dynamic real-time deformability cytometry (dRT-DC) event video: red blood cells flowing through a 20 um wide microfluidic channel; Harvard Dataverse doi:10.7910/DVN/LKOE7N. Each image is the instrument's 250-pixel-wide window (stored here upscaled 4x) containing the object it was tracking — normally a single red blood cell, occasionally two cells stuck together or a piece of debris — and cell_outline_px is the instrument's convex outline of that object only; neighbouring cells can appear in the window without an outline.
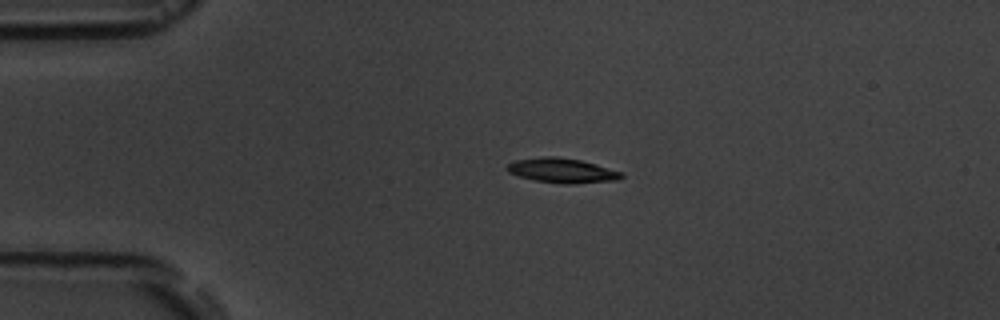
{"species": "common noctule bat (a hibernating species)", "species_latin": "Nyctalus noctula", "temperature_condition": "room temperature", "stored_images_in_passage": 10, "camera_frame_rate_fps": 3000, "um_per_image_px": 0.085, "animal": {"sex": "male", "body_mass_g": 19.5, "forearm_length_mm": 54.6}, "frame": {"image": 1, "passage_image": 4, "time_ms": 3.667, "image_size_px": [1000, 320], "cell_outline_px": [[624, 176], [616, 180], [576, 184], [560, 184], [536, 180], [520, 176], [508, 172], [508, 164], [516, 160], [544, 156], [556, 156], [580, 160], [596, 164], [624, 172]], "centroid_in_image_um": [47.83, 14.5], "position_along_channel_um": 37.2, "area_um2": 16.42}}
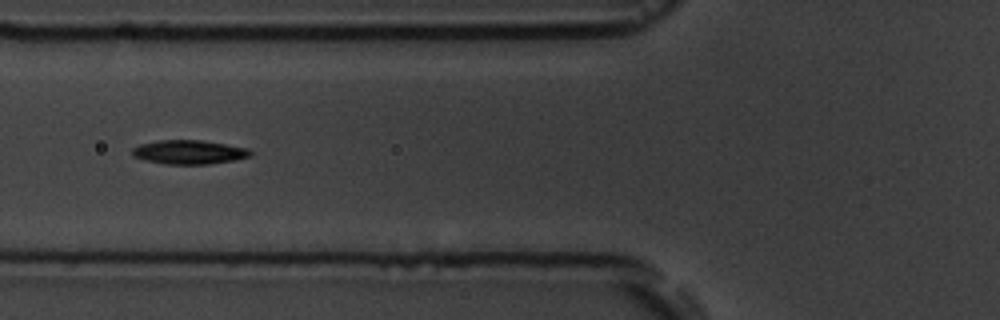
{"frame": {"image": 2, "passage_image": 6, "time_ms": 6.667, "image_size_px": [1000, 320], "cell_outline_px": [[252, 156], [232, 160], [208, 164], [164, 164], [144, 160], [132, 156], [132, 148], [140, 144], [156, 140], [200, 140], [248, 148], [252, 152]], "centroid_in_image_um": [16.03, 12.93], "position_along_channel_um": 109.8, "area_um2": 16.53}}
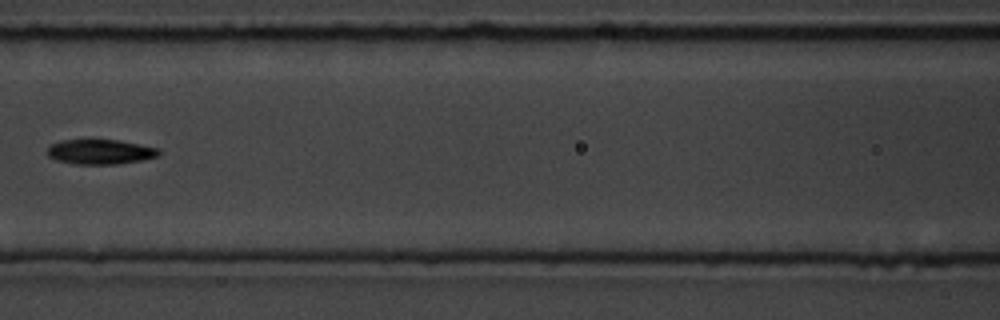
{"frame": {"image": 3, "passage_image": 7, "time_ms": 8.0, "image_size_px": [1000, 320], "cell_outline_px": [[160, 156], [140, 160], [116, 164], [76, 164], [56, 160], [48, 156], [48, 148], [52, 144], [60, 140], [116, 140], [160, 148]], "centroid_in_image_um": [8.53, 12.9], "position_along_channel_um": 158.1, "area_um2": 16.01}}